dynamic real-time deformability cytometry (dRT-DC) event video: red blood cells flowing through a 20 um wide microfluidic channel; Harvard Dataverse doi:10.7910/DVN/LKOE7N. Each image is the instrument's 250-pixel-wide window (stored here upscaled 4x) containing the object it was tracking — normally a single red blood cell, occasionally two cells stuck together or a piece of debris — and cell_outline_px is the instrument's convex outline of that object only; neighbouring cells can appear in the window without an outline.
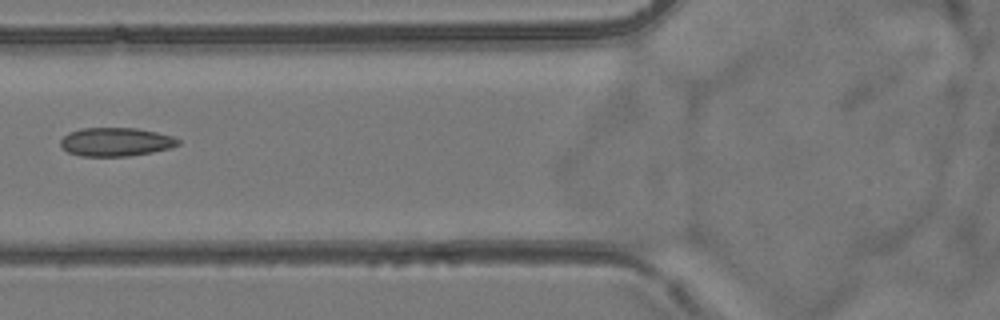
{"species": "common noctule bat (a hibernating species)", "species_latin": "Nyctalus noctula", "temperature_condition": "room temperature", "stored_images_in_passage": 6, "camera_frame_rate_fps": 3000, "um_per_image_px": 0.085, "animal": {"sex": "female", "body_mass_g": 24.6, "forearm_length_mm": 56.2}, "frame": {"image": 1, "passage_image": 6, "time_ms": 6.667, "image_size_px": [1000, 320], "cell_outline_px": [[180, 144], [172, 148], [152, 152], [128, 156], [80, 156], [68, 152], [60, 144], [60, 140], [68, 132], [80, 128], [136, 128], [156, 132], [172, 136], [180, 140]], "centroid_in_image_um": [9.85, 12.06], "position_along_channel_um": 116.0, "area_um2": 19.65}}